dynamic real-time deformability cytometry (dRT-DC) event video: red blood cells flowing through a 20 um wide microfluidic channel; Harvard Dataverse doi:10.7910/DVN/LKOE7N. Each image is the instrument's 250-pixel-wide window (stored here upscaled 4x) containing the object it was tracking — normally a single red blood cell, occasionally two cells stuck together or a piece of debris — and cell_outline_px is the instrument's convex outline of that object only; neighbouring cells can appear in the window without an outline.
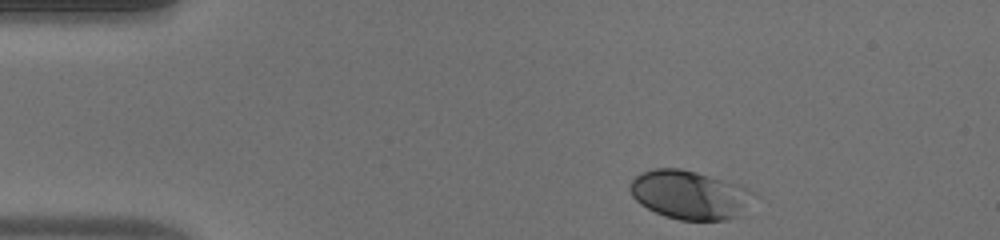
{"species": "human", "species_latin": "Homo sapiens", "temperature_condition": "warm", "stored_images_in_passage": 43, "camera_frame_rate_fps": 3000, "um_per_image_px": 0.085, "donor": {"sex": "male"}, "frame": {"image": 1, "passage_image": 1, "time_ms": 0.0, "image_size_px": [1000, 240], "cell_outline_px": [[760, 196], [740, 216], [728, 220], [680, 220], [664, 216], [640, 204], [632, 196], [632, 180], [636, 176], [644, 172], [656, 168], [680, 168], [744, 184]], "centroid_in_image_um": [58.78, 16.57], "position_along_channel_um": 26.2, "area_um2": 35.72}}
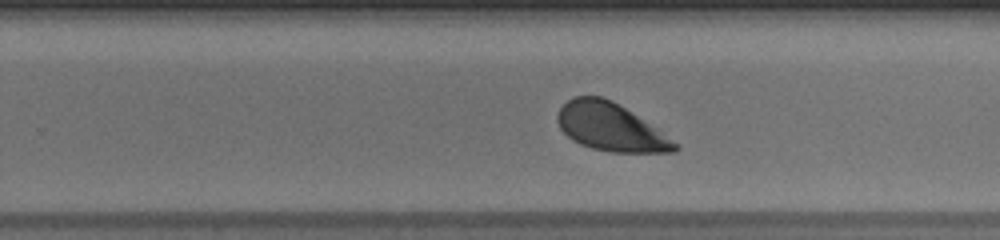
{"frame": {"image": 2, "passage_image": 25, "time_ms": 8.0, "image_size_px": [1000, 240], "cell_outline_px": [[680, 148], [676, 152], [608, 152], [592, 148], [580, 144], [572, 140], [560, 128], [556, 120], [556, 116], [560, 108], [568, 100], [576, 96], [600, 96], [612, 100], [680, 144]], "centroid_in_image_um": [51.88, 10.82], "position_along_channel_um": 277.9, "area_um2": 32.43}}
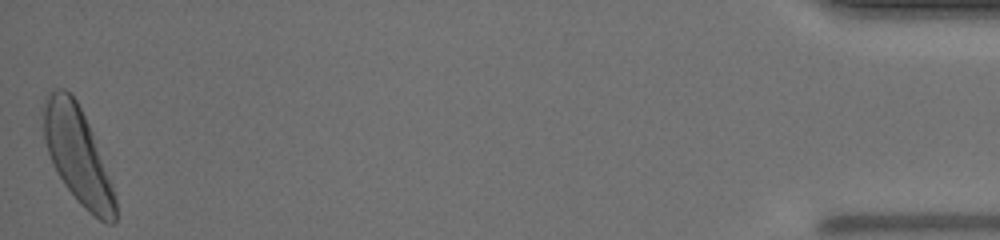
{"frame": {"image": 3, "passage_image": 43, "time_ms": 14.0, "image_size_px": [1000, 240], "cell_outline_px": [[116, 220], [112, 224], [108, 224], [100, 220], [88, 212], [76, 200], [64, 184], [56, 172], [52, 164], [44, 140], [40, 108], [48, 92], [56, 88], [64, 88], [72, 92], [92, 132], [112, 184], [116, 200]], "centroid_in_image_um": [6.55, 13.16], "position_along_channel_um": 428.7, "area_um2": 40.63}, "authors_computed_cell_mechanics": {"area_um2": 34.1598, "velocity_mm_per_s": 4.0582, "shape_relaxation_time_tau1_ms": 1.0727, "shape_relaxation_time_tau2_ms": null, "deformation_change_tau1": 0.0987, "deformation_change_tau2": null}}